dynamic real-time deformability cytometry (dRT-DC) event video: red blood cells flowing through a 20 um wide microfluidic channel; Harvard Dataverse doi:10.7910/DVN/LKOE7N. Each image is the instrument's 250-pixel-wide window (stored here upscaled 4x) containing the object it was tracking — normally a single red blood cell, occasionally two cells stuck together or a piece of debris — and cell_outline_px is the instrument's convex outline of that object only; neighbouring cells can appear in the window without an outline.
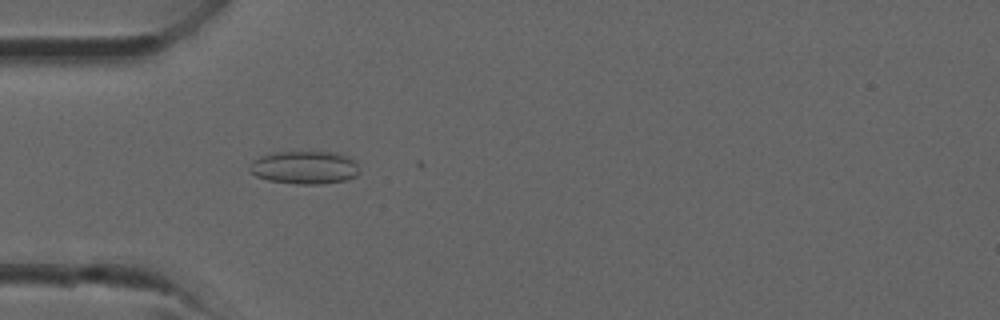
{"species": "common noctule bat (a hibernating species)", "species_latin": "Nyctalus noctula", "temperature_condition": "room temperature", "stored_images_in_passage": 4, "camera_frame_rate_fps": 3000, "um_per_image_px": 0.085, "animal": {"sex": "male", "forearm_length_mm": 52.5}, "frame": {"image": 1, "passage_image": 4, "time_ms": 1.0, "image_size_px": [1000, 320], "cell_outline_px": [[360, 172], [356, 176], [344, 180], [320, 184], [296, 184], [268, 180], [256, 176], [248, 172], [248, 168], [252, 160], [260, 156], [272, 152], [336, 152], [348, 156], [356, 164]], "centroid_in_image_um": [25.84, 14.23], "position_along_channel_um": 59.2, "area_um2": 21.27}}